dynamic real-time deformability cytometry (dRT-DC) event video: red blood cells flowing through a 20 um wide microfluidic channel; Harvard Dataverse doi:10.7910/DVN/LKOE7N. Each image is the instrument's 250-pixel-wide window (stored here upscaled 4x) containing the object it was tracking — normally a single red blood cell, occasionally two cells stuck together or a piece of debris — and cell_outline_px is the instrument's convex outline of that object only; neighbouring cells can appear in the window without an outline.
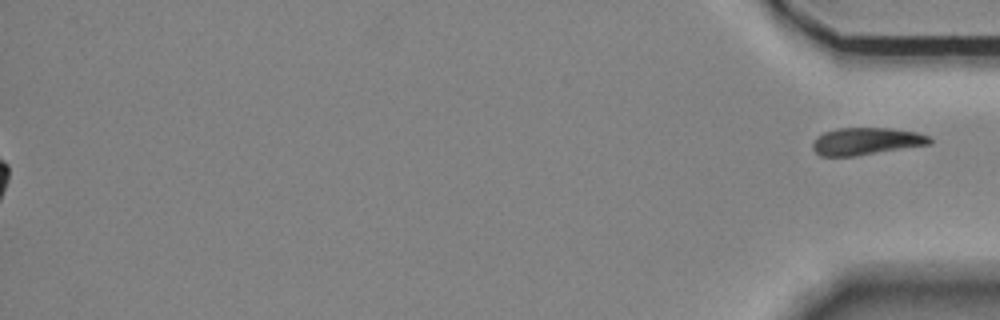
{"species": "Egyptian fruit bat (a non-hibernating species)", "species_latin": "Rousettus aegyptiacus", "temperature_condition": "room temperature", "stored_images_in_passage": 50, "segment_of_instrument_passage": [2, 2], "camera_frame_rate_fps": 3000, "um_per_image_px": 0.085, "animal": {"sex": "female"}, "frame": {"image": 1, "passage_image": 50, "time_ms": 16.333, "image_size_px": [1000, 320], "cell_outline_px": [[932, 144], [856, 156], [820, 156], [812, 148], [812, 144], [816, 136], [824, 132], [836, 128], [888, 128], [916, 132], [928, 136], [932, 140]], "centroid_in_image_um": [73.61, 12.01], "position_along_channel_um": 361.6, "area_um2": 18.67}}